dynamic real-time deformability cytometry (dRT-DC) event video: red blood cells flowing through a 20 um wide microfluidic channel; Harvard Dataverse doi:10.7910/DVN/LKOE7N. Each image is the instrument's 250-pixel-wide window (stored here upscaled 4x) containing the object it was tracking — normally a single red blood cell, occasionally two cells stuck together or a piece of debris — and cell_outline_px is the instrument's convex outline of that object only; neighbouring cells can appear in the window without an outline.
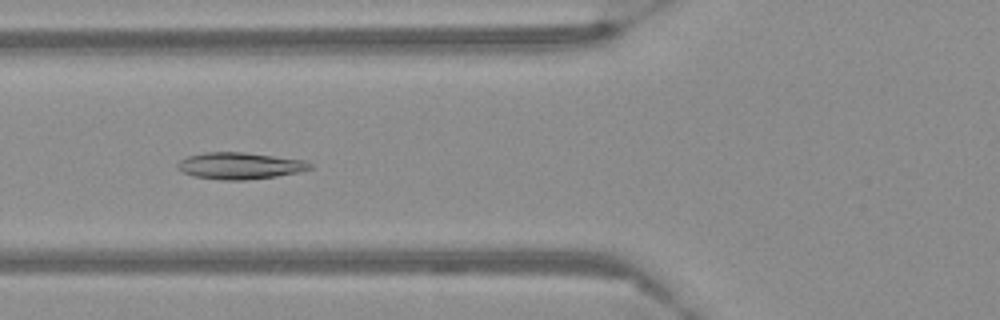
{"species": "Egyptian fruit bat (a non-hibernating species)", "species_latin": "Rousettus aegyptiacus", "temperature_condition": "warm", "stored_images_in_passage": 50, "camera_frame_rate_fps": 3000, "um_per_image_px": 0.085, "frame": {"image": 1, "passage_image": 21, "time_ms": 6.667, "image_size_px": [1000, 320], "cell_outline_px": [[312, 168], [296, 172], [276, 176], [248, 180], [224, 180], [196, 176], [184, 172], [176, 168], [176, 164], [180, 160], [188, 156], [204, 152], [244, 152], [308, 160], [312, 164]], "centroid_in_image_um": [20.4, 14.08], "position_along_channel_um": 105.4, "area_um2": 20.58}}
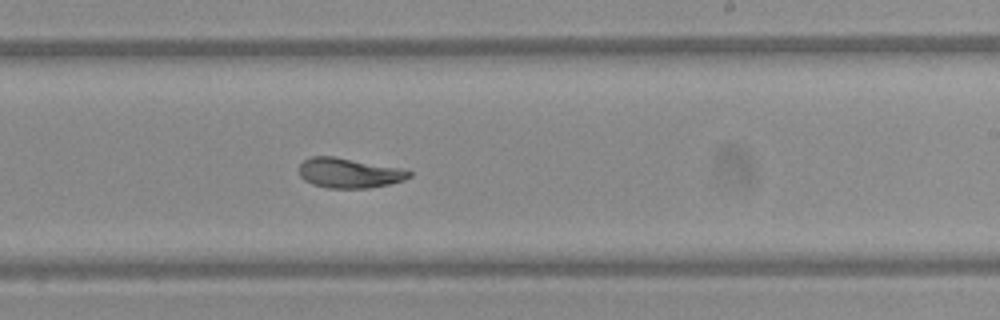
{"frame": {"image": 2, "passage_image": 34, "time_ms": 11.0, "image_size_px": [1000, 320], "cell_outline_px": [[412, 176], [404, 180], [388, 184], [368, 188], [328, 188], [312, 184], [304, 180], [300, 176], [300, 164], [304, 160], [312, 156], [332, 156], [400, 168], [412, 172]], "centroid_in_image_um": [29.66, 14.71], "position_along_channel_um": 259.3, "area_um2": 19.02}}
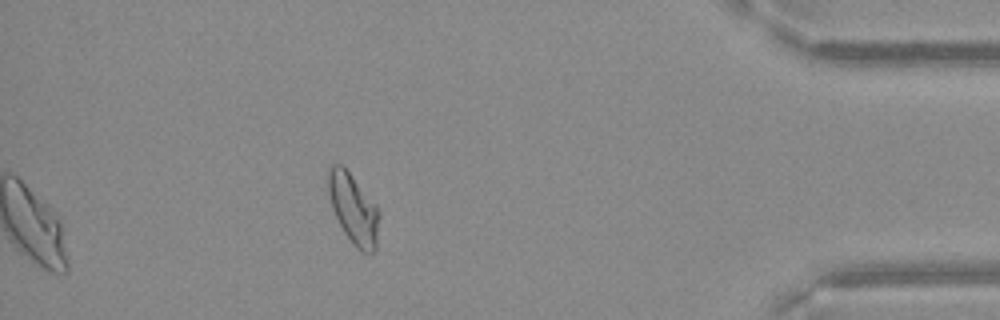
{"frame": {"image": 3, "passage_image": 50, "time_ms": 16.333, "image_size_px": [1000, 320], "cell_outline_px": [[380, 216], [376, 248], [372, 252], [360, 252], [356, 248], [344, 232], [332, 208], [328, 196], [328, 168], [332, 164], [340, 164], [352, 176], [376, 204], [380, 212]], "centroid_in_image_um": [30.05, 17.76], "position_along_channel_um": 405.1, "area_um2": 20.75}}